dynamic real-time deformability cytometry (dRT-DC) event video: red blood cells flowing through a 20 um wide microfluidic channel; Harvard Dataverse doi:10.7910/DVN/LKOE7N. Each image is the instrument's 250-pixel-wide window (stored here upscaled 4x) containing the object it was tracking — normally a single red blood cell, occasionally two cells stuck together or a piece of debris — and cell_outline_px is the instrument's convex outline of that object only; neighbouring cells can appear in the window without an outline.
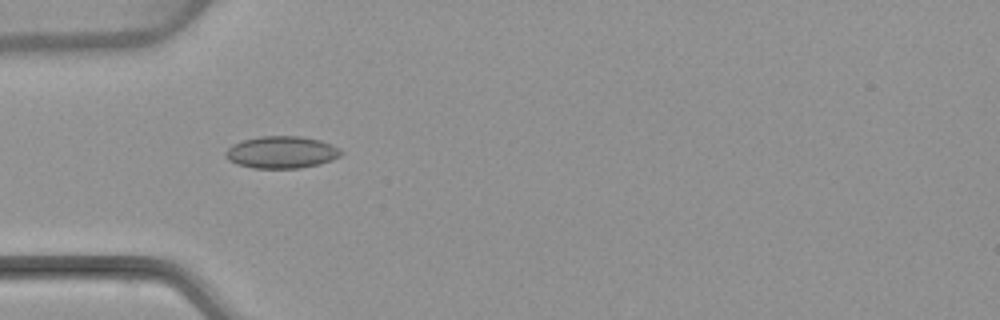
{"species": "common noctule bat (a hibernating species)", "species_latin": "Nyctalus noctula", "temperature_condition": "warm", "stored_images_in_passage": 7, "camera_frame_rate_fps": 3000, "um_per_image_px": 0.085, "animal": {"sex": "female", "body_mass_g": 22.7, "forearm_length_mm": 54.2}, "frame": {"image": 1, "passage_image": 4, "time_ms": 3.667, "image_size_px": [1000, 320], "cell_outline_px": [[344, 152], [340, 156], [332, 160], [320, 164], [300, 168], [252, 168], [236, 164], [228, 160], [224, 156], [224, 152], [232, 144], [244, 140], [260, 136], [300, 136], [320, 140], [332, 144], [340, 148]], "centroid_in_image_um": [23.94, 12.94], "position_along_channel_um": 61.1, "area_um2": 21.85}}
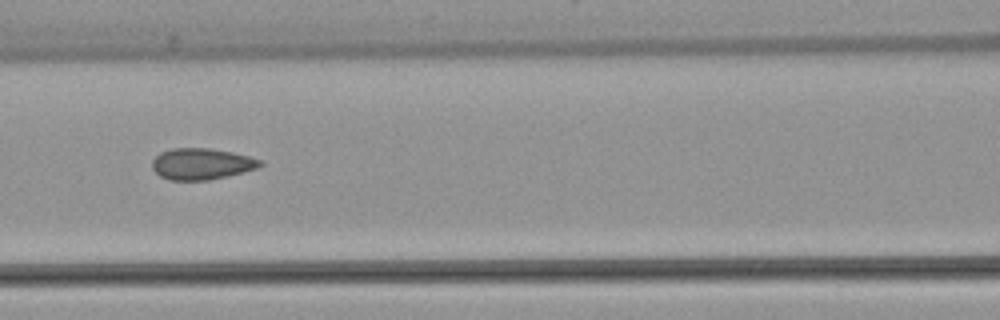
{"frame": {"image": 2, "passage_image": 6, "time_ms": 6.0, "image_size_px": [1000, 320], "cell_outline_px": [[264, 164], [256, 168], [228, 176], [208, 180], [168, 180], [160, 176], [152, 168], [152, 160], [160, 152], [172, 148], [208, 148], [232, 152], [264, 160]], "centroid_in_image_um": [17.13, 13.93], "position_along_channel_um": 149.5, "area_um2": 19.77}}
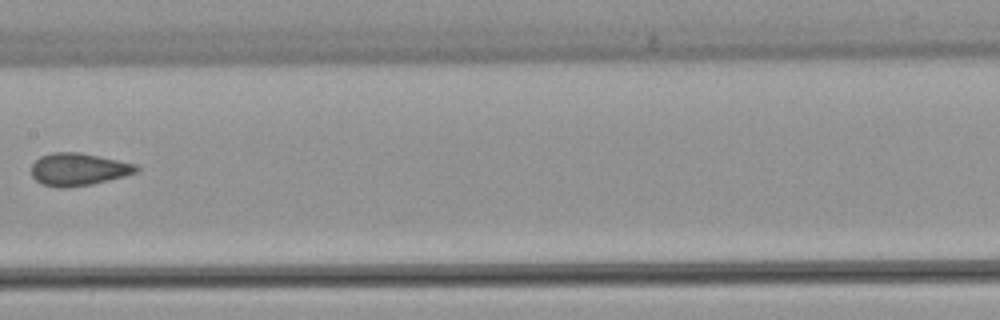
{"frame": {"image": 3, "passage_image": 7, "time_ms": 7.333, "image_size_px": [1000, 320], "cell_outline_px": [[140, 168], [136, 172], [124, 176], [92, 184], [64, 188], [60, 188], [40, 184], [32, 176], [32, 164], [40, 156], [52, 152], [80, 152], [136, 164]], "centroid_in_image_um": [6.64, 14.39], "position_along_channel_um": 200.8, "area_um2": 19.88}}